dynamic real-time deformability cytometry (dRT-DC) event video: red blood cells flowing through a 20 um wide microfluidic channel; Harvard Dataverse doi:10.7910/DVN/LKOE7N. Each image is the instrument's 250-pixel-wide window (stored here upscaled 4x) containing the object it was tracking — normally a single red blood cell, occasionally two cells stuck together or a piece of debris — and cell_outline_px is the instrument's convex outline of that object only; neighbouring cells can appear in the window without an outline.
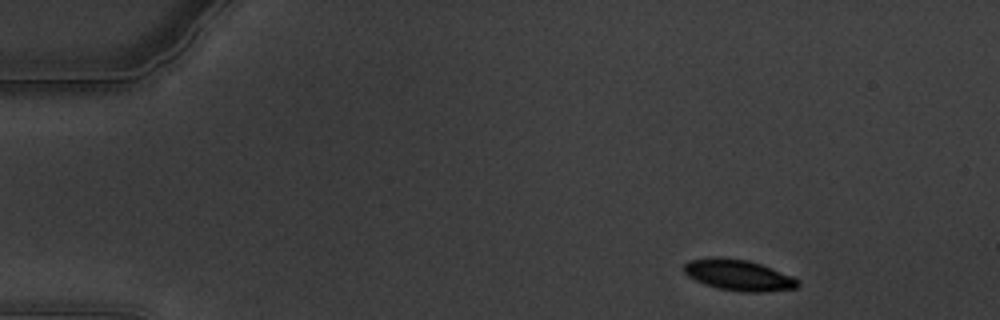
{"species": "common noctule bat (a hibernating species)", "species_latin": "Nyctalus noctula", "temperature_condition": "warm", "stored_images_in_passage": 12, "camera_frame_rate_fps": 3000, "um_per_image_px": 0.085, "animal": {"sex": "male", "body_mass_g": 19.5, "forearm_length_mm": 54.6}, "frame": {"image": 1, "passage_image": 4, "time_ms": 1.0, "image_size_px": [1000, 320], "cell_outline_px": [[800, 284], [796, 288], [764, 292], [740, 292], [716, 288], [704, 284], [688, 276], [684, 272], [684, 264], [688, 260], [708, 256], [720, 256], [748, 260], [772, 268], [792, 276]], "centroid_in_image_um": [62.72, 23.37], "position_along_channel_um": 22.3, "area_um2": 20.81}}